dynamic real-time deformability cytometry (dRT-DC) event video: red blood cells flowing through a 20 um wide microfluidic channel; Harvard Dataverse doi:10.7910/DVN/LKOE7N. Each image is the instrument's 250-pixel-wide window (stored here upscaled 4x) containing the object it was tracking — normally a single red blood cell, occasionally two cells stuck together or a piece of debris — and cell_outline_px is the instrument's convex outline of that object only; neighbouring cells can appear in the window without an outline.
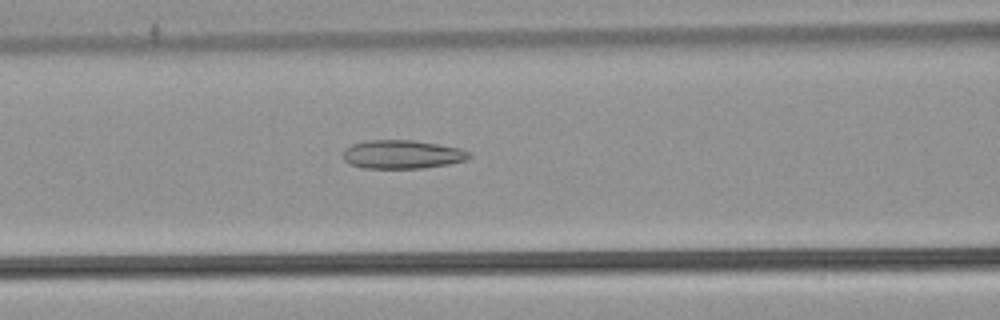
{"species": "common noctule bat (a hibernating species)", "species_latin": "Nyctalus noctula", "temperature_condition": "warm", "stored_images_in_passage": 51, "segment_of_instrument_passage": [1, 2], "camera_frame_rate_fps": 3000, "um_per_image_px": 0.085, "animal": {"sex": "male", "body_mass_g": 21.5, "forearm_length_mm": 52.0}, "frame": {"image": 1, "passage_image": 20, "time_ms": 6.333, "image_size_px": [1000, 320], "cell_outline_px": [[472, 156], [464, 160], [448, 164], [424, 168], [364, 168], [348, 164], [344, 160], [344, 148], [352, 144], [368, 140], [416, 140], [460, 148], [472, 152]], "centroid_in_image_um": [34.19, 13.12], "position_along_channel_um": 132.4, "area_um2": 21.15}}
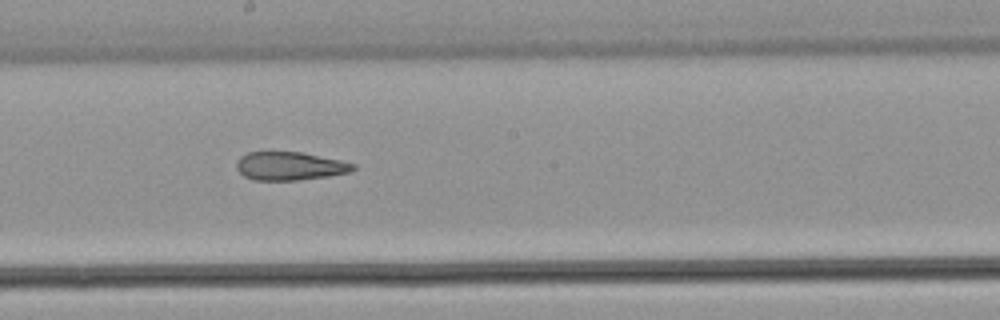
{"frame": {"image": 2, "passage_image": 27, "time_ms": 8.667, "image_size_px": [1000, 320], "cell_outline_px": [[356, 168], [348, 172], [328, 176], [296, 180], [252, 180], [244, 176], [236, 168], [236, 160], [240, 156], [248, 152], [300, 152], [340, 160], [356, 164]], "centroid_in_image_um": [24.59, 14.11], "position_along_channel_um": 223.6, "area_um2": 19.19}}
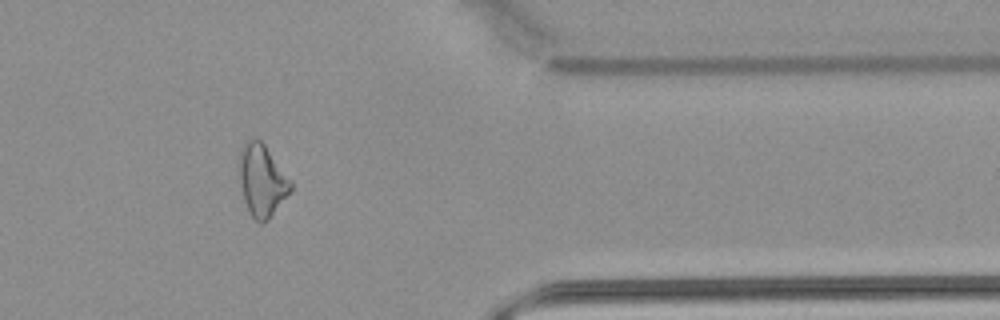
{"frame": {"image": 3, "passage_image": 41, "time_ms": 13.333, "image_size_px": [1000, 320], "cell_outline_px": [[292, 188], [268, 220], [264, 224], [260, 224], [248, 212], [244, 200], [240, 184], [240, 152], [244, 144], [248, 140], [260, 140], [264, 144], [292, 180]], "centroid_in_image_um": [22.28, 15.37], "position_along_channel_um": 389.1, "area_um2": 21.27}}